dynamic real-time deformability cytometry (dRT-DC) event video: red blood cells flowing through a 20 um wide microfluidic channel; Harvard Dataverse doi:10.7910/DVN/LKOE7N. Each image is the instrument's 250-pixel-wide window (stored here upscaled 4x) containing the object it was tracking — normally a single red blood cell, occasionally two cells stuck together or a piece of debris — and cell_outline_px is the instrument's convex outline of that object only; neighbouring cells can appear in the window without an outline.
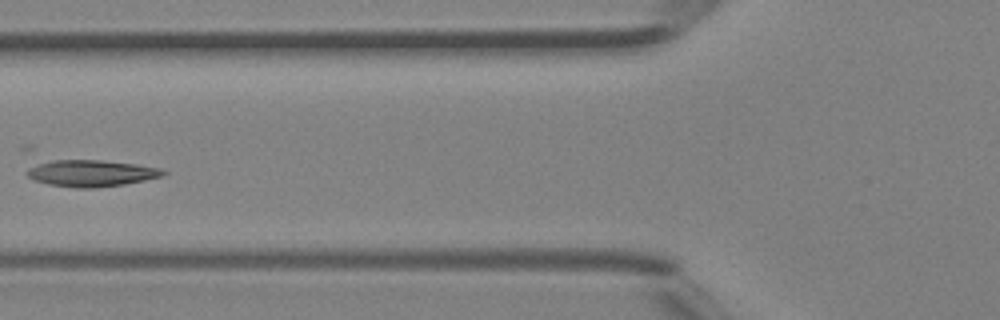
{"species": "Egyptian fruit bat (a non-hibernating species)", "species_latin": "Rousettus aegyptiacus", "temperature_condition": "room temperature", "stored_images_in_passage": 5, "camera_frame_rate_fps": 3000, "um_per_image_px": 0.085, "animal": {"sex": "female"}, "frame": {"image": 1, "passage_image": 5, "time_ms": 1.333, "image_size_px": [1000, 320], "cell_outline_px": [[168, 172], [164, 176], [124, 184], [92, 188], [76, 188], [48, 184], [32, 180], [24, 172], [28, 168], [52, 160], [104, 160], [136, 164], [160, 168]], "centroid_in_image_um": [7.76, 14.72], "position_along_channel_um": 118.0, "area_um2": 21.1}}